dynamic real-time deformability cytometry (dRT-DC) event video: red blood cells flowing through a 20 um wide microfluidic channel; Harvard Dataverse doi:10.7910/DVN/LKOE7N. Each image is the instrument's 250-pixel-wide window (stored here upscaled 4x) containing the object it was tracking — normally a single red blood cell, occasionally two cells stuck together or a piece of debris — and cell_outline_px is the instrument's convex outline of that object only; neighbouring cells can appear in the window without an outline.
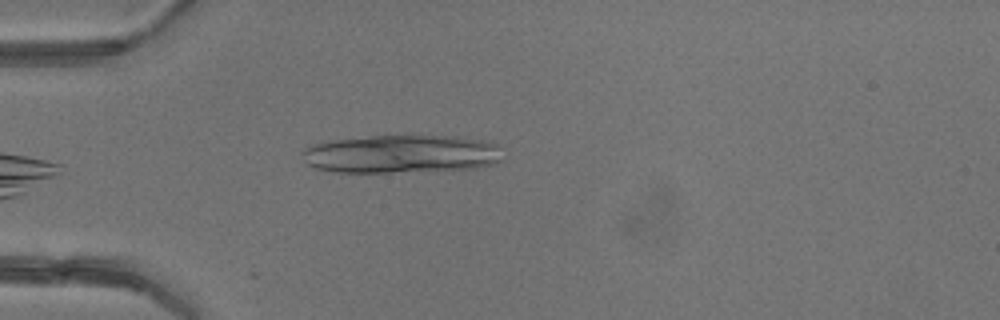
{"species": "common noctule bat (a hibernating species)", "species_latin": "Nyctalus noctula", "temperature_condition": "warm", "stored_images_in_passage": 5, "camera_frame_rate_fps": 3000, "um_per_image_px": 0.085, "animal": {"sex": "female"}, "frame": {"image": 1, "passage_image": 5, "time_ms": 5.667, "image_size_px": [1000, 320], "cell_outline_px": [[504, 160], [492, 164], [476, 168], [392, 172], [336, 172], [316, 168], [308, 164], [304, 160], [300, 152], [304, 148], [316, 144], [336, 140], [372, 136], [456, 136], [484, 140], [500, 144]], "centroid_in_image_um": [34.19, 13.09], "position_along_channel_um": 50.8, "area_um2": 44.68}}